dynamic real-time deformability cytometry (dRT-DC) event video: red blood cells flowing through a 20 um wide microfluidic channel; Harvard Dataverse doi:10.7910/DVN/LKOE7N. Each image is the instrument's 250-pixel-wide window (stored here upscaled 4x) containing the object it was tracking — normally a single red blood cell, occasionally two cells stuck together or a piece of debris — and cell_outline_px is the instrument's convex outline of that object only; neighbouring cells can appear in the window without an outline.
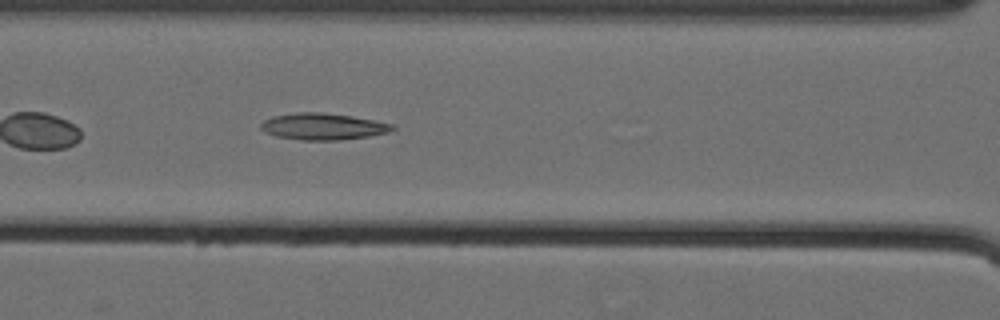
{"species": "Egyptian fruit bat (a non-hibernating species)", "species_latin": "Rousettus aegyptiacus", "temperature_condition": "cold", "stored_images_in_passage": 33, "camera_frame_rate_fps": 3000, "um_per_image_px": 0.085, "animal": {"sex": "female"}, "frame": {"image": 1, "passage_image": 8, "time_ms": 2.333, "image_size_px": [1000, 320], "cell_outline_px": [[396, 128], [388, 132], [368, 136], [340, 140], [300, 140], [276, 136], [264, 132], [260, 128], [260, 124], [264, 120], [276, 116], [296, 112], [320, 112], [352, 116], [376, 120], [392, 124]], "centroid_in_image_um": [27.45, 10.75], "position_along_channel_um": 139.2, "area_um2": 20.35}}
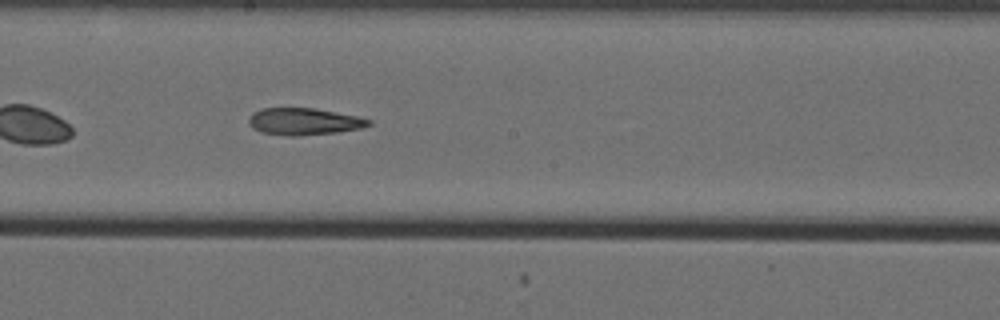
{"frame": {"image": 2, "passage_image": 15, "time_ms": 4.667, "image_size_px": [1000, 320], "cell_outline_px": [[372, 124], [360, 128], [336, 132], [300, 136], [288, 136], [260, 132], [252, 128], [248, 124], [248, 116], [252, 112], [260, 108], [316, 108], [356, 116], [372, 120]], "centroid_in_image_um": [25.78, 10.32], "position_along_channel_um": 222.4, "area_um2": 19.02}}
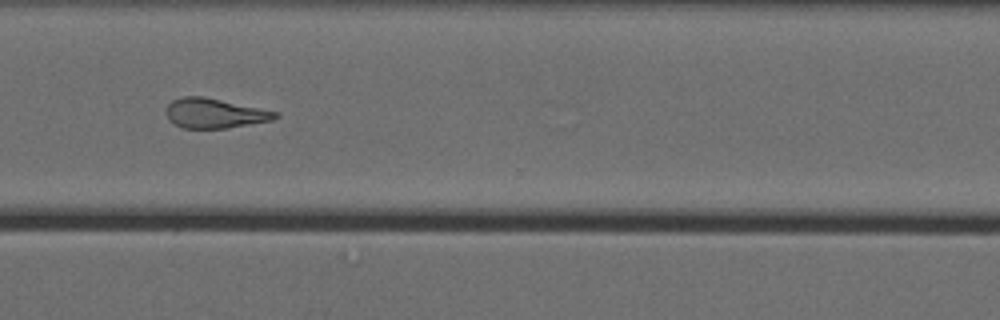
{"frame": {"image": 3, "passage_image": 26, "time_ms": 8.333, "image_size_px": [1000, 320], "cell_outline_px": [[280, 116], [272, 120], [228, 128], [180, 128], [172, 124], [168, 120], [164, 112], [168, 104], [172, 100], [184, 96], [204, 96], [280, 112]], "centroid_in_image_um": [18.21, 9.63], "position_along_channel_um": 352.4, "area_um2": 19.25}, "authors_computed_cell_mechanics": {"area_um2": 19.2474, "velocity_mm_per_s": 3.5672, "shape_relaxation_time_tau1_ms": null, "shape_relaxation_time_tau2_ms": 6.2501, "deformation_change_tau1": null, "deformation_change_tau2": 0.1705}}